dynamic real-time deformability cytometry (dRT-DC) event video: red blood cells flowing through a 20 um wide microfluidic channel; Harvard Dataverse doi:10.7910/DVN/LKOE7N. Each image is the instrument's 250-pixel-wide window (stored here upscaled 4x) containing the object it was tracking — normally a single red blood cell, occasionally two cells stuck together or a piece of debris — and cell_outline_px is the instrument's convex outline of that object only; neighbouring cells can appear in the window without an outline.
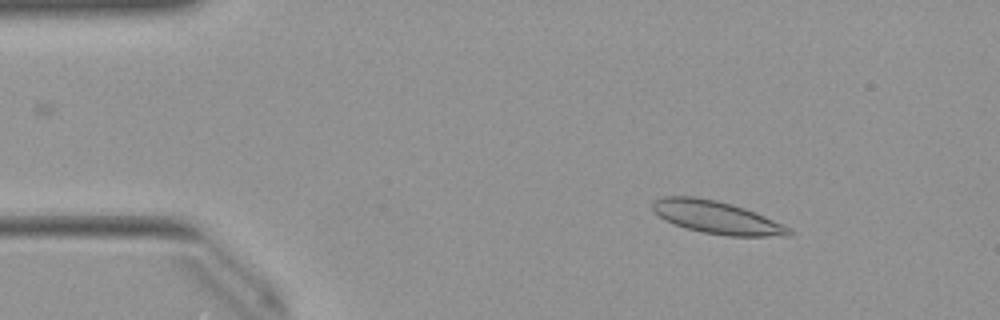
{"species": "Egyptian fruit bat (a non-hibernating species)", "species_latin": "Rousettus aegyptiacus", "temperature_condition": "warm", "stored_images_in_passage": 50, "camera_frame_rate_fps": 3000, "um_per_image_px": 0.085, "animal": {"sex": "female"}, "frame": {"image": 1, "passage_image": 6, "time_ms": 1.667, "image_size_px": [1000, 320], "cell_outline_px": [[796, 232], [792, 236], [728, 236], [704, 232], [688, 228], [664, 220], [652, 208], [652, 200], [664, 196], [696, 196], [716, 200], [732, 204], [744, 208], [784, 224], [792, 228]], "centroid_in_image_um": [60.97, 18.47], "position_along_channel_um": 24.0, "area_um2": 26.01}}
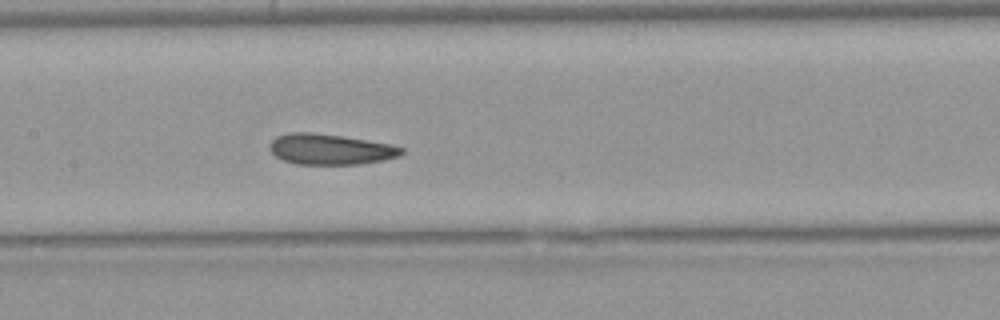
{"frame": {"image": 2, "passage_image": 23, "time_ms": 7.333, "image_size_px": [1000, 320], "cell_outline_px": [[404, 152], [400, 156], [384, 160], [360, 164], [296, 164], [284, 160], [276, 156], [268, 148], [268, 144], [276, 136], [288, 132], [312, 132], [344, 136], [392, 144], [404, 148]], "centroid_in_image_um": [28.08, 12.68], "position_along_channel_um": 179.3, "area_um2": 23.81}}
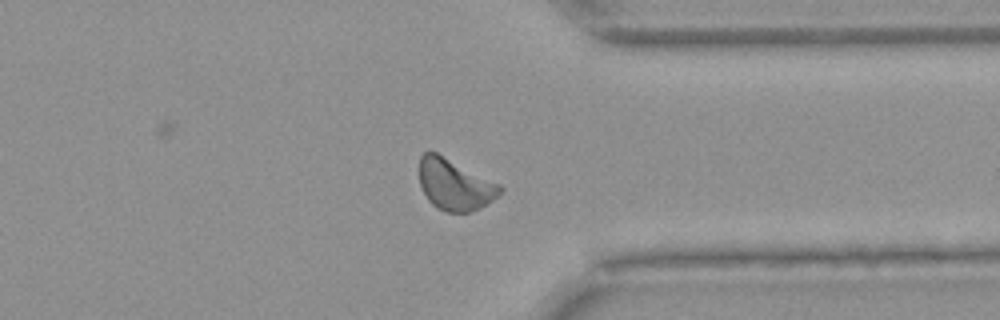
{"frame": {"image": 3, "passage_image": 38, "time_ms": 12.333, "image_size_px": [1000, 320], "cell_outline_px": [[504, 188], [492, 200], [480, 208], [468, 212], [448, 212], [436, 208], [428, 200], [420, 184], [420, 156], [424, 152], [436, 152], [500, 184]], "centroid_in_image_um": [38.64, 15.7], "position_along_channel_um": 372.8, "area_um2": 23.76}, "authors_computed_cell_mechanics": {"area_um2": 23.8425, "velocity_mm_per_s": 3.9676, "shape_relaxation_time_tau1_ms": 4.837, "shape_relaxation_time_tau2_ms": 2.7786, "deformation_change_tau1": 0.1135, "deformation_change_tau2": 0.0787}}